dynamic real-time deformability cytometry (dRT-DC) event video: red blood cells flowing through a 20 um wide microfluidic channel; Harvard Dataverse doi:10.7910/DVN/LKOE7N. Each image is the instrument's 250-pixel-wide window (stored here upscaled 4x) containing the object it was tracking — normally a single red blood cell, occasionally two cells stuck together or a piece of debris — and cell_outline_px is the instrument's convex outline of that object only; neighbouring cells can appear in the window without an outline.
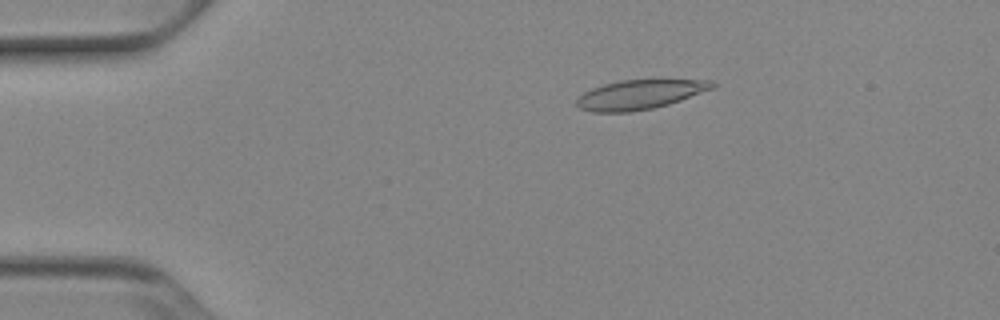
{"species": "Egyptian fruit bat (a non-hibernating species)", "species_latin": "Rousettus aegyptiacus", "temperature_condition": "cold", "stored_images_in_passage": 52, "camera_frame_rate_fps": 3000, "um_per_image_px": 0.085, "animal": {"sex": "female"}, "frame": {"image": 1, "passage_image": 10, "time_ms": 3.0, "image_size_px": [1000, 320], "cell_outline_px": [[716, 88], [668, 104], [652, 108], [628, 112], [592, 112], [580, 108], [576, 104], [576, 100], [584, 92], [592, 88], [604, 84], [620, 80], [712, 80], [716, 84]], "centroid_in_image_um": [54.4, 8.03], "position_along_channel_um": 30.6, "area_um2": 23.12}}
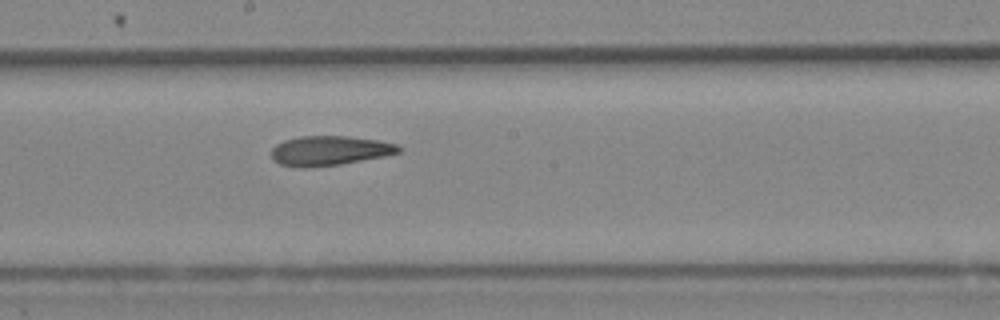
{"frame": {"image": 2, "passage_image": 29, "time_ms": 9.333, "image_size_px": [1000, 320], "cell_outline_px": [[404, 148], [400, 152], [384, 156], [340, 164], [304, 168], [300, 168], [280, 164], [272, 160], [272, 148], [276, 144], [284, 140], [300, 136], [348, 136], [376, 140], [396, 144]], "centroid_in_image_um": [27.99, 12.81], "position_along_channel_um": 220.2, "area_um2": 21.96}}
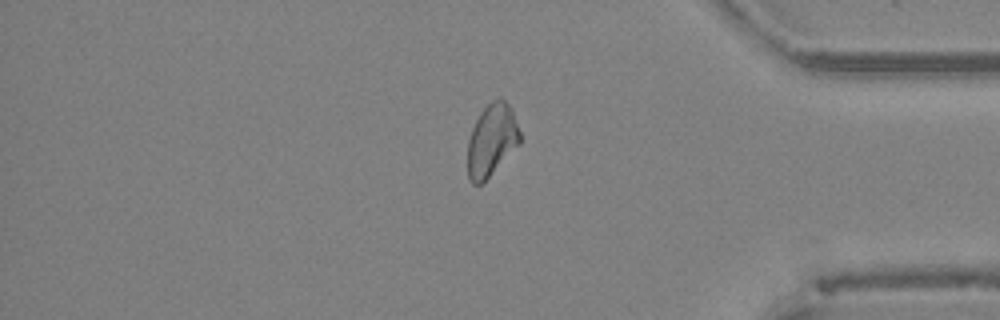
{"frame": {"image": 3, "passage_image": 44, "time_ms": 14.333, "image_size_px": [1000, 320], "cell_outline_px": [[520, 144], [480, 184], [472, 184], [468, 176], [468, 140], [472, 128], [480, 112], [492, 100], [500, 96], [508, 104], [512, 112], [520, 132]], "centroid_in_image_um": [41.78, 11.88], "position_along_channel_um": 393.4, "area_um2": 21.62}, "authors_computed_cell_mechanics": {"area_um2": 22.8888, "velocity_mm_per_s": 3.904, "shape_relaxation_time_tau1_ms": null, "shape_relaxation_time_tau2_ms": 3.3335, "deformation_change_tau1": null, "deformation_change_tau2": 0.1082}}